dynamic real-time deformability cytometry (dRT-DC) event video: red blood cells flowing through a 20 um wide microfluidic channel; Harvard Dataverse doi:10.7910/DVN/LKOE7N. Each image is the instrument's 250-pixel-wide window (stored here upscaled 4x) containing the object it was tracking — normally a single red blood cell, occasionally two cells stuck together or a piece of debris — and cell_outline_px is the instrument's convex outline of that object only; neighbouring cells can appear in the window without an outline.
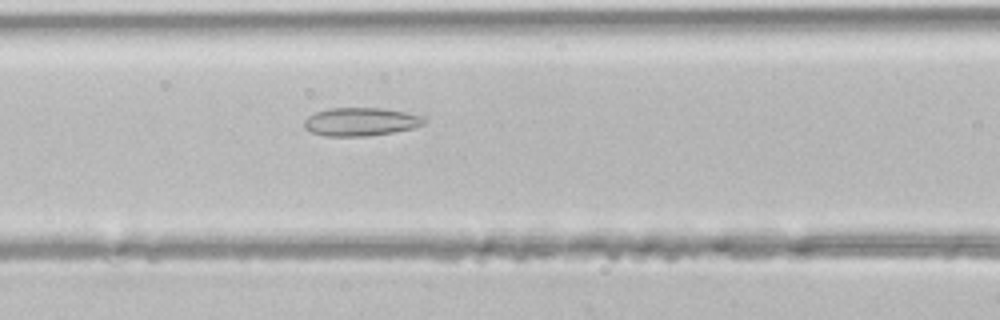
{"species": "common noctule bat (a hibernating species)", "species_latin": "Nyctalus noctula", "temperature_condition": "room temperature", "stored_images_in_passage": 30, "segment_of_instrument_passage": [1, 2], "camera_frame_rate_fps": 3000, "um_per_image_px": 0.085, "animal": {"sex": "male", "body_mass_g": 21.5, "forearm_length_mm": 52.0}, "frame": {"image": 1, "passage_image": 5, "time_ms": 1.333, "image_size_px": [1000, 320], "cell_outline_px": [[424, 124], [412, 128], [392, 132], [368, 136], [328, 136], [312, 132], [304, 128], [304, 120], [308, 116], [316, 112], [328, 108], [380, 108], [404, 112], [424, 116]], "centroid_in_image_um": [30.63, 10.34], "position_along_channel_um": 136.0, "area_um2": 19.59}}
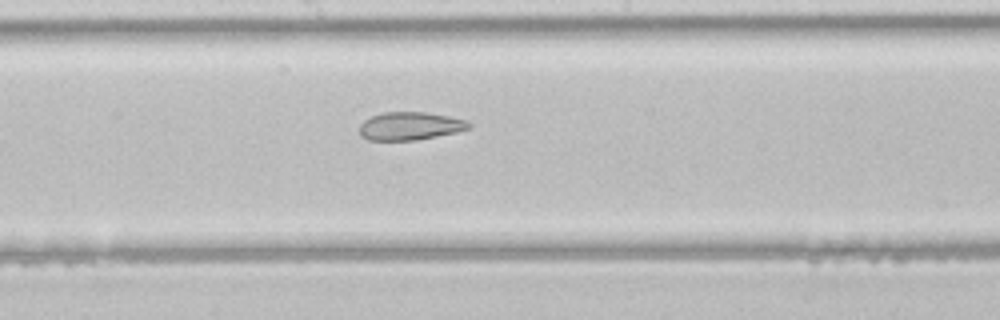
{"frame": {"image": 2, "passage_image": 10, "time_ms": 3.0, "image_size_px": [1000, 320], "cell_outline_px": [[472, 128], [456, 132], [416, 140], [368, 140], [360, 136], [360, 124], [364, 120], [372, 116], [384, 112], [424, 112], [448, 116], [464, 120], [472, 124]], "centroid_in_image_um": [34.84, 10.71], "position_along_channel_um": 213.4, "area_um2": 17.8}}
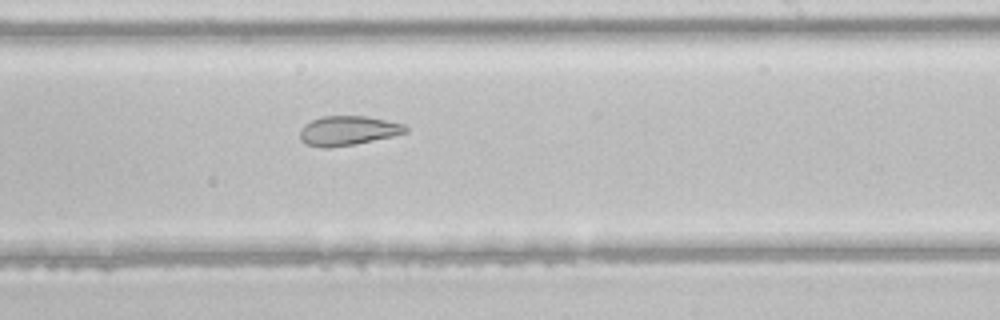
{"frame": {"image": 3, "passage_image": 13, "time_ms": 4.0, "image_size_px": [1000, 320], "cell_outline_px": [[408, 132], [392, 136], [356, 144], [328, 148], [324, 148], [308, 144], [300, 140], [300, 128], [304, 124], [320, 116], [368, 116], [404, 124], [408, 128]], "centroid_in_image_um": [29.57, 11.1], "position_along_channel_um": 259.4, "area_um2": 18.21}}